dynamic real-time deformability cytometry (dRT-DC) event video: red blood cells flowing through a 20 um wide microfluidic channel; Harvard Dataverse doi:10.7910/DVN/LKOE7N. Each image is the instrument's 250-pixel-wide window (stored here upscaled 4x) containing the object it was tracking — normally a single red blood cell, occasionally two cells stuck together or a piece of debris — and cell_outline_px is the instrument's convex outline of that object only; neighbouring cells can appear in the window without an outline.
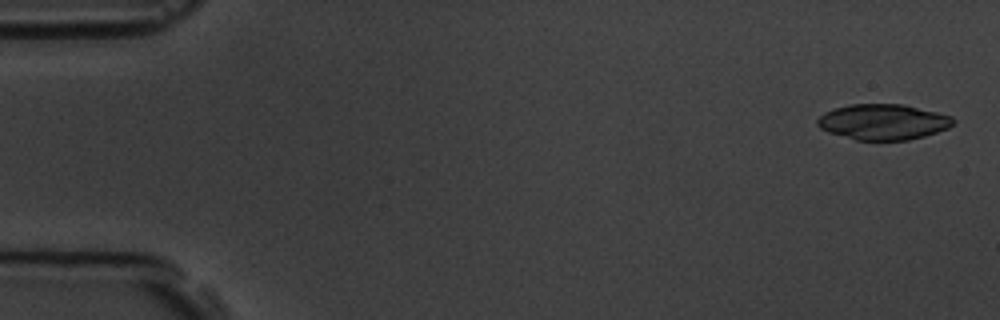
{"species": "common noctule bat (a hibernating species)", "species_latin": "Nyctalus noctula", "temperature_condition": "room temperature", "stored_images_in_passage": 5, "camera_frame_rate_fps": 3000, "um_per_image_px": 0.085, "animal": {"sex": "male", "body_mass_g": 19.5, "forearm_length_mm": 54.6}, "frame": {"image": 1, "passage_image": 1, "time_ms": 0.0, "image_size_px": [1000, 320], "cell_outline_px": [[956, 120], [948, 128], [924, 136], [908, 140], [856, 140], [828, 132], [820, 128], [816, 124], [816, 120], [824, 112], [832, 108], [852, 104], [904, 104], [952, 116]], "centroid_in_image_um": [75.04, 10.36], "position_along_channel_um": 10.0, "area_um2": 28.26}}